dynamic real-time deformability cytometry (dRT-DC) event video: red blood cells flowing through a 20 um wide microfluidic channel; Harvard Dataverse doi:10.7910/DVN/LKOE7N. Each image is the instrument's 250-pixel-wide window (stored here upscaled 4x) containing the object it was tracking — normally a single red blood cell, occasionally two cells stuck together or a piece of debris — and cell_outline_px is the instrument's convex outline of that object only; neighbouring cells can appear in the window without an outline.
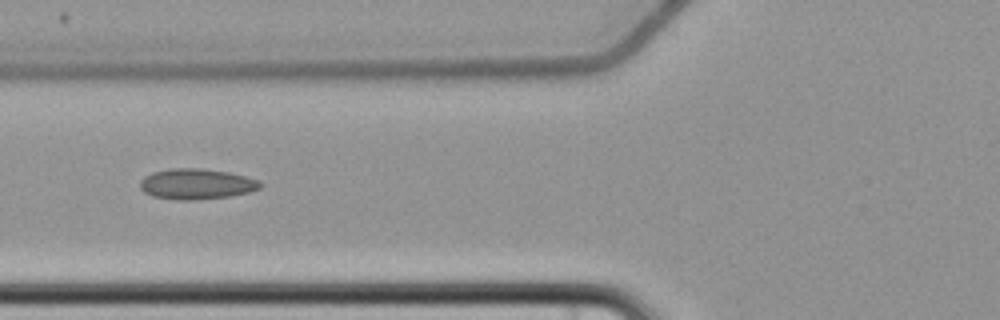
{"species": "common noctule bat (a hibernating species)", "species_latin": "Nyctalus noctula", "temperature_condition": "cold", "stored_images_in_passage": 9, "camera_frame_rate_fps": 3000, "um_per_image_px": 0.085, "animal": {"sex": "female", "body_mass_g": 22.7, "forearm_length_mm": 54.2}, "frame": {"image": 1, "passage_image": 7, "time_ms": 7.333, "image_size_px": [1000, 320], "cell_outline_px": [[264, 184], [260, 188], [248, 192], [228, 196], [192, 200], [176, 200], [152, 196], [144, 192], [140, 188], [140, 180], [144, 176], [152, 172], [172, 168], [200, 168], [228, 172], [260, 180]], "centroid_in_image_um": [16.68, 15.63], "position_along_channel_um": 109.1, "area_um2": 21.44}}
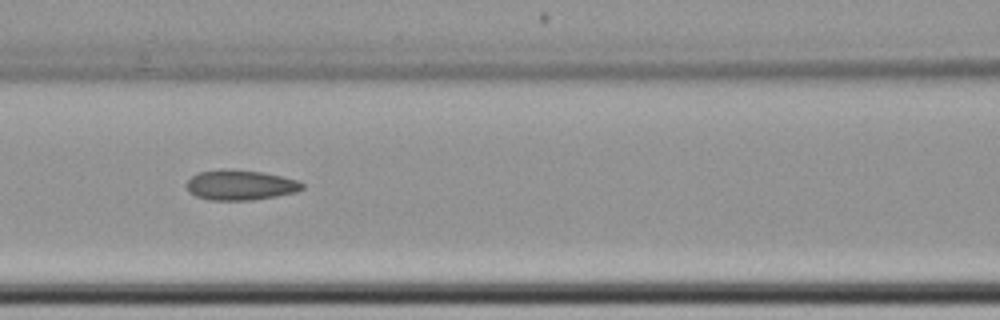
{"frame": {"image": 2, "passage_image": 8, "time_ms": 8.333, "image_size_px": [1000, 320], "cell_outline_px": [[304, 188], [296, 192], [276, 196], [252, 200], [208, 200], [196, 196], [188, 192], [184, 184], [192, 176], [200, 172], [220, 168], [224, 168], [260, 172], [300, 180], [304, 184]], "centroid_in_image_um": [20.4, 15.73], "position_along_channel_um": 146.2, "area_um2": 20.52}}
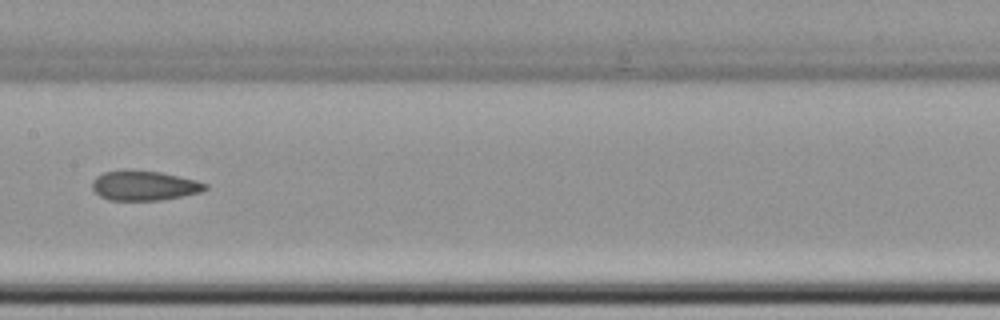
{"frame": {"image": 3, "passage_image": 9, "time_ms": 9.667, "image_size_px": [1000, 320], "cell_outline_px": [[208, 188], [200, 192], [160, 200], [108, 200], [100, 196], [92, 188], [92, 180], [96, 176], [104, 172], [124, 168], [132, 168], [160, 172], [196, 180], [208, 184]], "centroid_in_image_um": [12.21, 15.74], "position_along_channel_um": 195.2, "area_um2": 19.88}}